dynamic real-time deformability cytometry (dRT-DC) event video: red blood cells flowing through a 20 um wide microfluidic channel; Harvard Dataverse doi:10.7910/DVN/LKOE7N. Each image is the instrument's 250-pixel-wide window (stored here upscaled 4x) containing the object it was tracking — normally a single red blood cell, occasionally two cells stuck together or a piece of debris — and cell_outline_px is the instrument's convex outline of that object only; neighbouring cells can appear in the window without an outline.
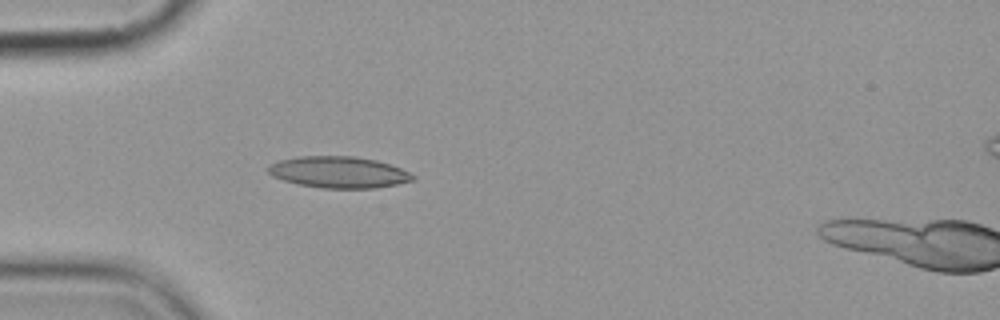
{"species": "common noctule bat (a hibernating species)", "species_latin": "Nyctalus noctula", "temperature_condition": "cold", "stored_images_in_passage": 4, "camera_frame_rate_fps": 3000, "um_per_image_px": 0.085, "animal": {"sex": "female", "body_mass_g": 19.9}, "frame": {"image": 1, "passage_image": 3, "time_ms": 2.333, "image_size_px": [1000, 320], "cell_outline_px": [[416, 176], [412, 180], [396, 184], [376, 188], [324, 188], [300, 184], [284, 180], [272, 176], [268, 172], [268, 168], [272, 164], [280, 160], [300, 156], [356, 156], [376, 160], [400, 168]], "centroid_in_image_um": [28.8, 14.63], "position_along_channel_um": 56.2, "area_um2": 26.18}}